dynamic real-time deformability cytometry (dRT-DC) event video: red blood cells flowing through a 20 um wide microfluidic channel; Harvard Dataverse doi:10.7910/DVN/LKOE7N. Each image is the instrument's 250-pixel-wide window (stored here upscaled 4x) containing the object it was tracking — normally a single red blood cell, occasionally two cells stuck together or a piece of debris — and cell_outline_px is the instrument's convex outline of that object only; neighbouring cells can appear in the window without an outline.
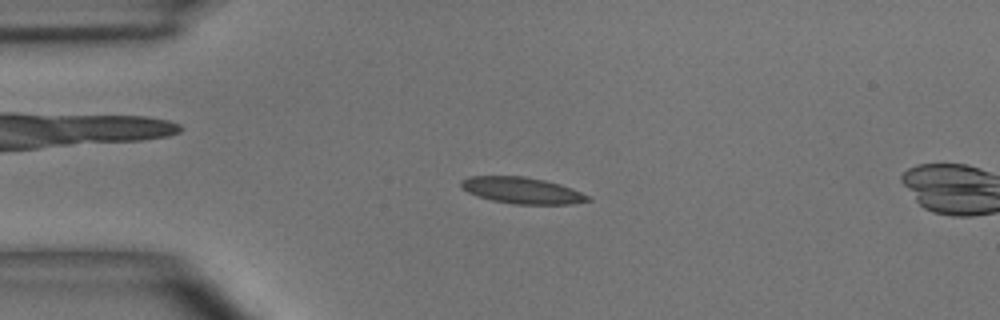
{"species": "common noctule bat (a hibernating species)", "species_latin": "Nyctalus noctula", "temperature_condition": "room temperature", "stored_images_in_passage": 4, "camera_frame_rate_fps": 3000, "um_per_image_px": 0.085, "animal": {"sex": "male", "body_mass_g": 15.6}, "frame": {"image": 1, "passage_image": 3, "time_ms": 2.333, "image_size_px": [1000, 320], "cell_outline_px": [[592, 200], [572, 204], [512, 204], [492, 200], [476, 196], [468, 192], [460, 184], [460, 180], [468, 176], [524, 176], [544, 180], [560, 184], [572, 188], [592, 196]], "centroid_in_image_um": [44.4, 16.19], "position_along_channel_um": 40.6, "area_um2": 19.65}}